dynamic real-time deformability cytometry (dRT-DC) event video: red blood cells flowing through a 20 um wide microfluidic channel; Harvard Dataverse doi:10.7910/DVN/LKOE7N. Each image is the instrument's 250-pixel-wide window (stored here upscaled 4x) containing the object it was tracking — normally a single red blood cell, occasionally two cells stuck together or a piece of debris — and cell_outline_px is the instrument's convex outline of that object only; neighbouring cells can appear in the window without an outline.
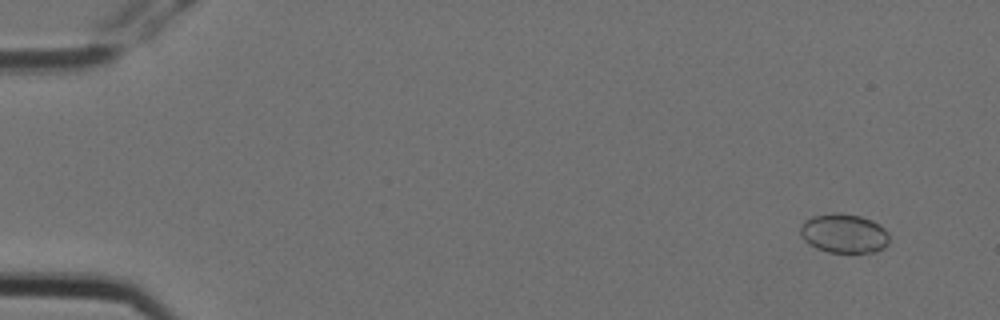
{"species": "Egyptian fruit bat (a non-hibernating species)", "species_latin": "Rousettus aegyptiacus", "temperature_condition": "cold", "stored_images_in_passage": 5, "camera_frame_rate_fps": 3000, "um_per_image_px": 0.085, "animal": {"sex": "female"}, "frame": {"image": 1, "passage_image": 2, "time_ms": 0.333, "image_size_px": [1000, 320], "cell_outline_px": [[888, 244], [884, 248], [876, 252], [828, 252], [816, 248], [808, 244], [804, 240], [800, 232], [800, 224], [804, 220], [812, 216], [832, 212], [840, 212], [860, 216], [872, 220], [880, 224], [888, 232]], "centroid_in_image_um": [71.72, 19.82], "position_along_channel_um": 13.3, "area_um2": 20.63}}
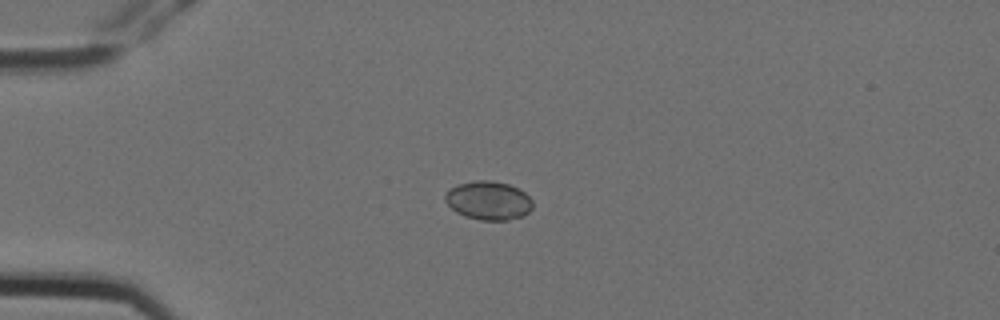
{"frame": {"image": 2, "passage_image": 5, "time_ms": 1.333, "image_size_px": [1000, 320], "cell_outline_px": [[532, 208], [524, 216], [508, 220], [480, 220], [464, 216], [456, 212], [444, 200], [444, 196], [452, 188], [460, 184], [476, 180], [492, 180], [508, 184], [524, 192], [532, 200]], "centroid_in_image_um": [41.53, 17.05], "position_along_channel_um": 43.5, "area_um2": 19.59}}